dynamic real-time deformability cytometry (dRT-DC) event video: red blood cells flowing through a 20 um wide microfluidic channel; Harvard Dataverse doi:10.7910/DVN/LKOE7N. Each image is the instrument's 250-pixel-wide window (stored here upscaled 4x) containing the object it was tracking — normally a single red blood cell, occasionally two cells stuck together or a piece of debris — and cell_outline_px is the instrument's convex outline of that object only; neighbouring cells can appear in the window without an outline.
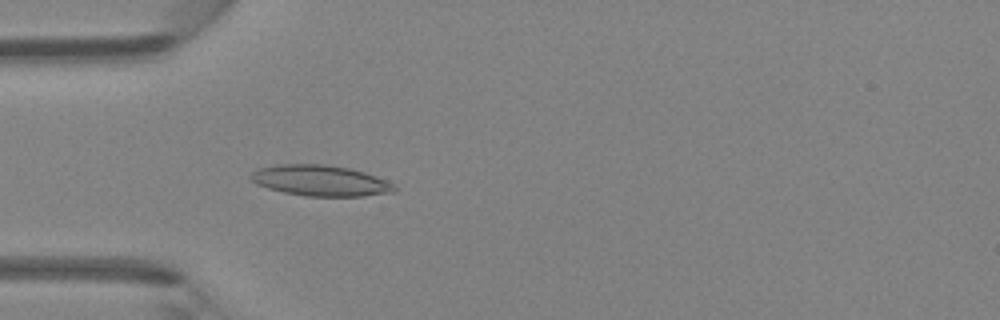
{"species": "Egyptian fruit bat (a non-hibernating species)", "species_latin": "Rousettus aegyptiacus", "temperature_condition": "room temperature", "stored_images_in_passage": 47, "camera_frame_rate_fps": 3000, "um_per_image_px": 0.085, "animal": {"sex": "female"}, "frame": {"image": 1, "passage_image": 14, "time_ms": 4.333, "image_size_px": [1000, 320], "cell_outline_px": [[396, 192], [360, 196], [304, 196], [284, 192], [268, 188], [256, 184], [248, 176], [252, 172], [260, 168], [276, 164], [324, 164], [348, 168], [364, 172], [376, 176], [396, 184]], "centroid_in_image_um": [27.24, 15.35], "position_along_channel_um": 57.8, "area_um2": 25.84}}
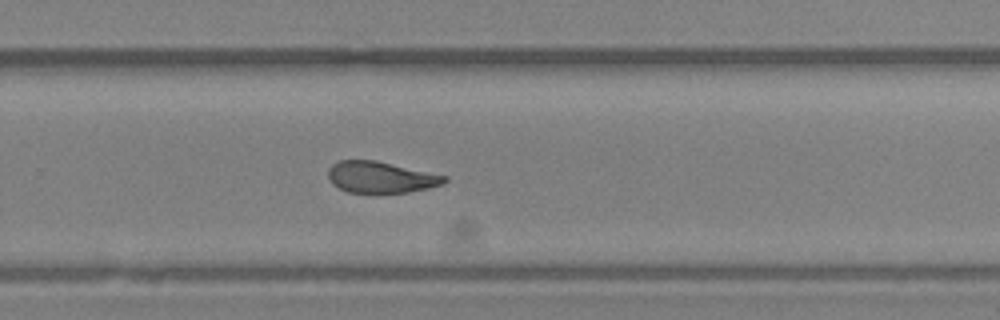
{"frame": {"image": 2, "passage_image": 31, "time_ms": 10.0, "image_size_px": [1000, 320], "cell_outline_px": [[448, 180], [444, 184], [428, 188], [408, 192], [348, 192], [332, 184], [328, 176], [328, 168], [332, 164], [340, 160], [376, 160], [448, 176]], "centroid_in_image_um": [32.38, 15.05], "position_along_channel_um": 297.4, "area_um2": 21.21}}
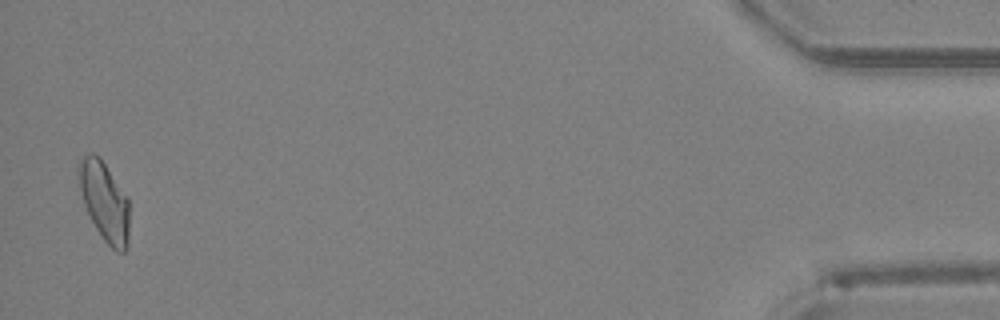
{"frame": {"image": 3, "passage_image": 46, "time_ms": 15.0, "image_size_px": [1000, 320], "cell_outline_px": [[128, 248], [124, 252], [116, 252], [104, 240], [96, 228], [84, 204], [76, 172], [76, 164], [80, 156], [88, 152], [92, 152], [100, 156], [128, 200]], "centroid_in_image_um": [8.83, 17.06], "position_along_channel_um": 426.4, "area_um2": 23.41}, "authors_computed_cell_mechanics": {"area_um2": 22.7732, "velocity_mm_per_s": 4.3143, "shape_relaxation_time_tau1_ms": null, "shape_relaxation_time_tau2_ms": 2.1303, "deformation_change_tau1": null, "deformation_change_tau2": 0.0865}}